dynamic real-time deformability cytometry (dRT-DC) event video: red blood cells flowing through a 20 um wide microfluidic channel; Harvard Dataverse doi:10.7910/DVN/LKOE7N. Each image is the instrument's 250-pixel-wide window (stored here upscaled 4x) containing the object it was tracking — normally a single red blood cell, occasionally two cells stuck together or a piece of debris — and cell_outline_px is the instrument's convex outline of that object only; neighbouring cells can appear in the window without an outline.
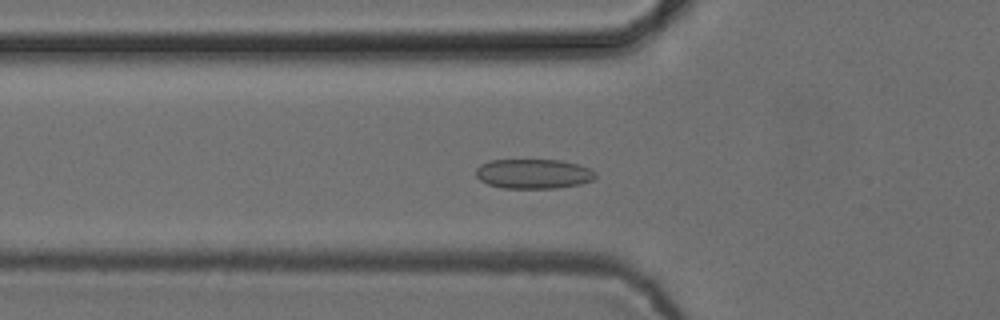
{"species": "common noctule bat (a hibernating species)", "species_latin": "Nyctalus noctula", "temperature_condition": "cold", "stored_images_in_passage": 53, "camera_frame_rate_fps": 3000, "um_per_image_px": 0.085, "animal": {"sex": "female", "body_mass_g": 24.6, "forearm_length_mm": 56.2}, "frame": {"image": 1, "passage_image": 18, "time_ms": 5.667, "image_size_px": [1000, 320], "cell_outline_px": [[596, 176], [592, 180], [580, 184], [556, 188], [504, 188], [488, 184], [480, 180], [476, 176], [476, 168], [480, 164], [492, 160], [560, 160], [580, 164], [596, 172]], "centroid_in_image_um": [45.35, 14.77], "position_along_channel_um": 80.5, "area_um2": 20.69}}
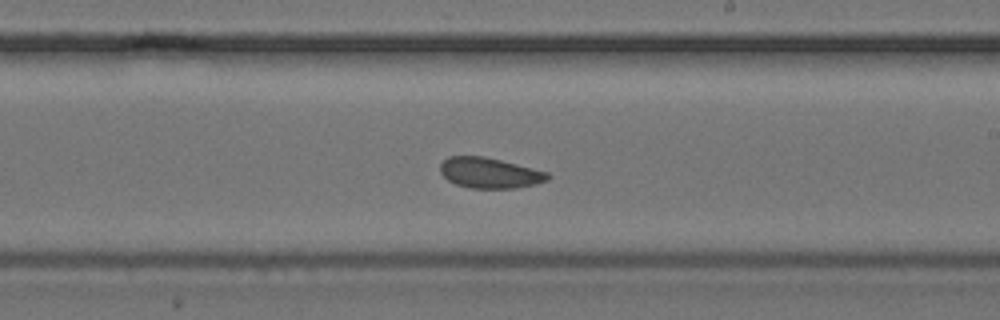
{"frame": {"image": 2, "passage_image": 31, "time_ms": 10.0, "image_size_px": [1000, 320], "cell_outline_px": [[552, 176], [548, 180], [536, 184], [516, 188], [472, 188], [456, 184], [448, 180], [440, 172], [440, 164], [448, 156], [484, 156], [548, 172]], "centroid_in_image_um": [41.63, 14.7], "position_along_channel_um": 247.4, "area_um2": 19.07}}
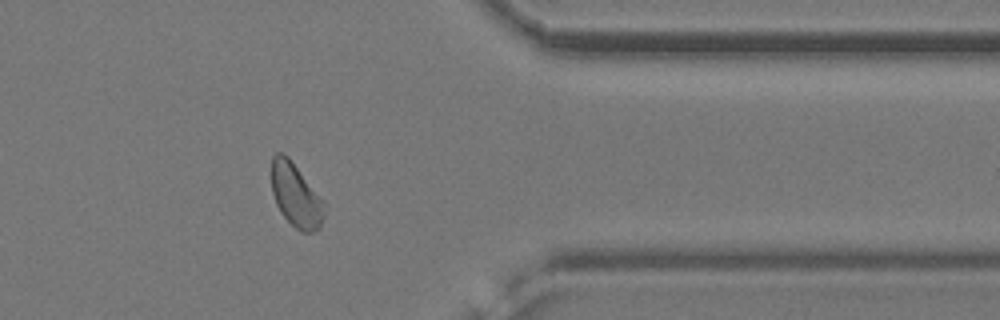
{"frame": {"image": 3, "passage_image": 43, "time_ms": 14.0, "image_size_px": [1000, 320], "cell_outline_px": [[324, 204], [320, 228], [312, 232], [300, 232], [280, 212], [276, 204], [272, 192], [272, 156], [276, 152], [284, 152], [288, 156]], "centroid_in_image_um": [25.09, 16.59], "position_along_channel_um": 386.3, "area_um2": 18.96}, "authors_computed_cell_mechanics": {"area_um2": 20.0566, "velocity_mm_per_s": 3.8438, "shape_relaxation_time_tau1_ms": 3.076, "shape_relaxation_time_tau2_ms": 2.0134, "deformation_change_tau1": 0.0594, "deformation_change_tau2": 0.0652}}